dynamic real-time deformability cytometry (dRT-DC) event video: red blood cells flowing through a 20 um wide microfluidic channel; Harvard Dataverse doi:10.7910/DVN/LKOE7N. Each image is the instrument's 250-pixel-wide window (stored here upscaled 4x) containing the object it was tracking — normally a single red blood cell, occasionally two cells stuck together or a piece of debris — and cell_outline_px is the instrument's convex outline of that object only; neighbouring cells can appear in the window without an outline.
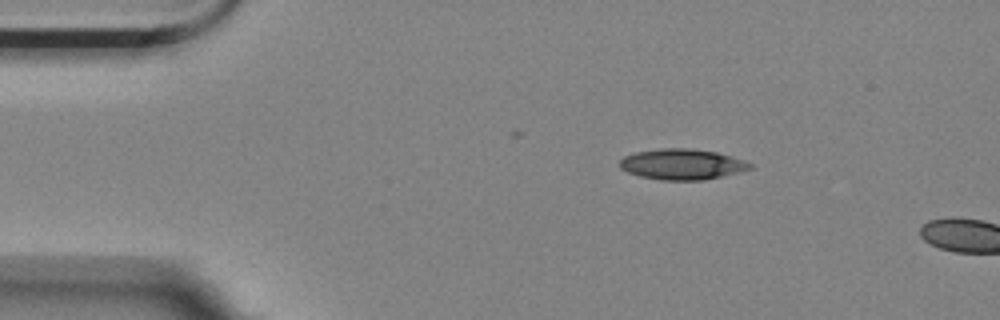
{"species": "Egyptian fruit bat (a non-hibernating species)", "species_latin": "Rousettus aegyptiacus", "temperature_condition": "room temperature", "stored_images_in_passage": 2, "camera_frame_rate_fps": 3000, "um_per_image_px": 0.085, "animal": {"sex": "female"}, "frame": {"image": 1, "passage_image": 1, "time_ms": 0.0, "image_size_px": [1000, 320], "cell_outline_px": [[752, 168], [740, 172], [704, 180], [660, 180], [640, 176], [628, 172], [620, 168], [620, 160], [624, 156], [636, 152], [660, 148], [692, 148], [716, 152], [732, 156], [744, 160], [752, 164]], "centroid_in_image_um": [57.99, 13.96], "position_along_channel_um": 27.0, "area_um2": 23.35}}